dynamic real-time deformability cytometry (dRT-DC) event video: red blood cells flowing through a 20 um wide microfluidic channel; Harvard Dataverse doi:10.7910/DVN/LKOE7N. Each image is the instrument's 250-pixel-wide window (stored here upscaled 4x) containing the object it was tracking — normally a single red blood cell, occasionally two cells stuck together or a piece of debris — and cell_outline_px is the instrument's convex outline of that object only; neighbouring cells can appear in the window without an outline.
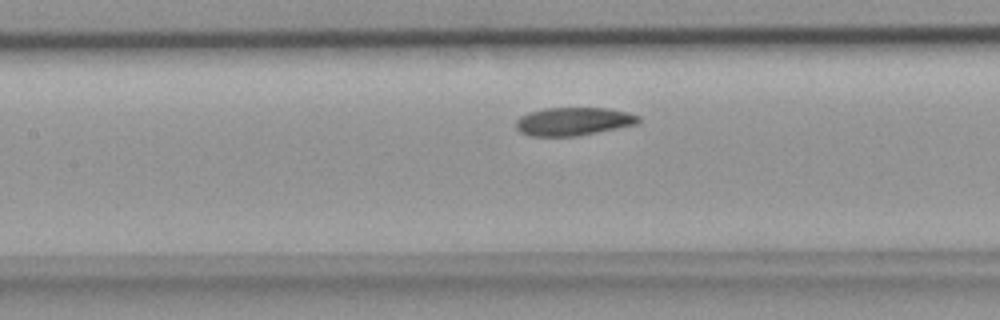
{"species": "common noctule bat (a hibernating species)", "species_latin": "Nyctalus noctula", "temperature_condition": "room temperature", "stored_images_in_passage": 23, "camera_frame_rate_fps": 3000, "um_per_image_px": 0.085, "animal": {"sex": "female", "body_mass_g": 18.4}, "frame": {"image": 1, "passage_image": 7, "time_ms": 2.0, "image_size_px": [1000, 320], "cell_outline_px": [[640, 124], [576, 136], [532, 136], [520, 132], [516, 128], [516, 120], [520, 116], [528, 112], [544, 108], [608, 108], [628, 112], [640, 116]], "centroid_in_image_um": [48.76, 10.31], "position_along_channel_um": 158.6, "area_um2": 20.29}}
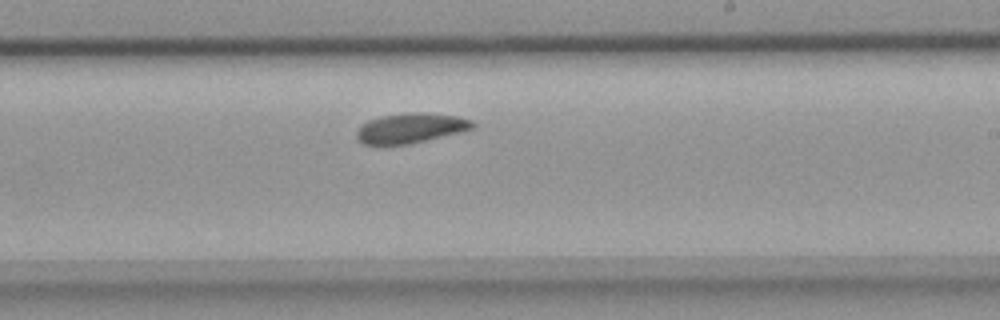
{"frame": {"image": 2, "passage_image": 13, "time_ms": 4.0, "image_size_px": [1000, 320], "cell_outline_px": [[476, 128], [460, 132], [408, 144], [364, 144], [356, 140], [356, 132], [360, 124], [368, 120], [380, 116], [404, 112], [424, 112], [456, 116], [472, 120], [476, 124]], "centroid_in_image_um": [34.89, 10.87], "position_along_channel_um": 254.1, "area_um2": 20.4}}
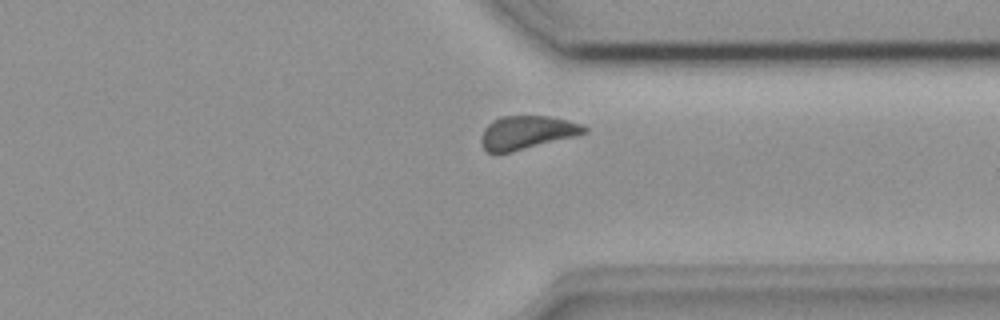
{"frame": {"image": 3, "passage_image": 20, "time_ms": 6.333, "image_size_px": [1000, 320], "cell_outline_px": [[588, 132], [576, 136], [512, 152], [488, 152], [480, 144], [480, 136], [484, 128], [492, 120], [500, 116], [548, 116], [568, 120], [584, 124], [588, 128]], "centroid_in_image_um": [44.79, 11.25], "position_along_channel_um": 366.6, "area_um2": 20.29}}